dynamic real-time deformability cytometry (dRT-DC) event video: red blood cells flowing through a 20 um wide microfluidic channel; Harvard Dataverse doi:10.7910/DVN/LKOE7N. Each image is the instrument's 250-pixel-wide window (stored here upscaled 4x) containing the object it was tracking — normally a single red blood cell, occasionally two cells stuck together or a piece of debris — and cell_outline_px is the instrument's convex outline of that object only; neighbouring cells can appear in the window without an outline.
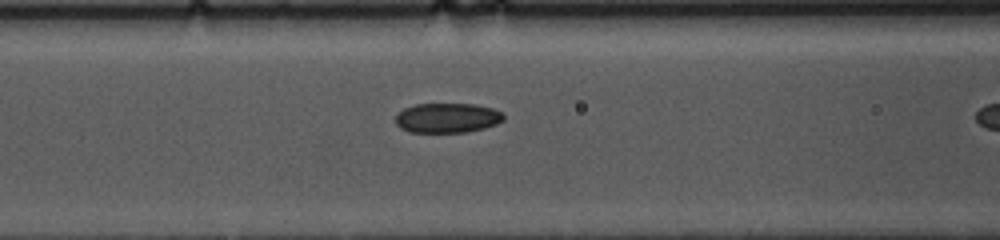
{"species": "common noctule bat (a hibernating species)", "species_latin": "Nyctalus noctula", "temperature_condition": "cold", "stored_images_in_passage": 18, "camera_frame_rate_fps": 3000, "um_per_image_px": 0.085, "animal": {"sex": "female", "body_mass_g": 10.0, "forearm_length_mm": 53.1}, "frame": {"image": 1, "passage_image": 16, "time_ms": 5.0, "image_size_px": [1000, 240], "cell_outline_px": [[504, 120], [496, 124], [484, 128], [468, 132], [408, 132], [400, 128], [396, 124], [396, 116], [404, 108], [416, 104], [476, 104], [492, 108], [500, 112], [504, 116]], "centroid_in_image_um": [38.02, 10.02], "position_along_channel_um": 128.6, "area_um2": 18.73}}